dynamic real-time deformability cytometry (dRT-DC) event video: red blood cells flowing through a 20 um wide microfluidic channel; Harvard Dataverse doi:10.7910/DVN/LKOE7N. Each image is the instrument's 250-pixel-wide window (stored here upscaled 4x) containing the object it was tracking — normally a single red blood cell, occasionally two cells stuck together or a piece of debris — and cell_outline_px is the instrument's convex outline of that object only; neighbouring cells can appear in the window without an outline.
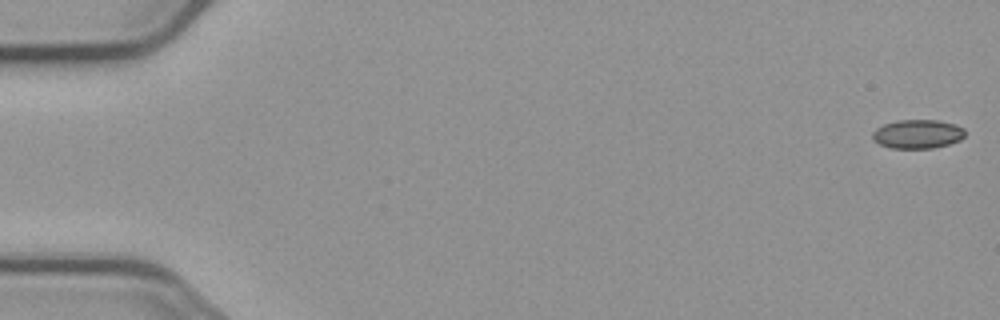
{"species": "common noctule bat (a hibernating species)", "species_latin": "Nyctalus noctula", "temperature_condition": "cold", "stored_images_in_passage": 5, "camera_frame_rate_fps": 3000, "um_per_image_px": 0.085, "animal": {"sex": "male", "body_mass_g": 23.1, "forearm_length_mm": 52.7}, "frame": {"image": 1, "passage_image": 1, "time_ms": 0.0, "image_size_px": [1000, 320], "cell_outline_px": [[964, 136], [960, 140], [948, 144], [932, 148], [888, 148], [872, 140], [872, 132], [876, 128], [884, 124], [896, 120], [936, 120], [956, 124], [964, 128]], "centroid_in_image_um": [77.97, 11.39], "position_along_channel_um": 7.0, "area_um2": 15.66}}
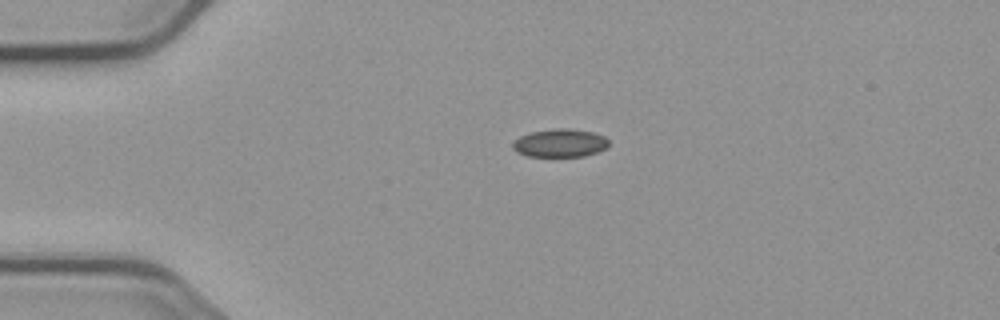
{"frame": {"image": 2, "passage_image": 4, "time_ms": 4.0, "image_size_px": [1000, 320], "cell_outline_px": [[608, 148], [584, 156], [528, 156], [516, 152], [512, 148], [512, 144], [520, 136], [532, 132], [556, 128], [568, 128], [592, 132], [604, 136], [608, 140]], "centroid_in_image_um": [47.61, 12.16], "position_along_channel_um": 37.4, "area_um2": 15.66}}